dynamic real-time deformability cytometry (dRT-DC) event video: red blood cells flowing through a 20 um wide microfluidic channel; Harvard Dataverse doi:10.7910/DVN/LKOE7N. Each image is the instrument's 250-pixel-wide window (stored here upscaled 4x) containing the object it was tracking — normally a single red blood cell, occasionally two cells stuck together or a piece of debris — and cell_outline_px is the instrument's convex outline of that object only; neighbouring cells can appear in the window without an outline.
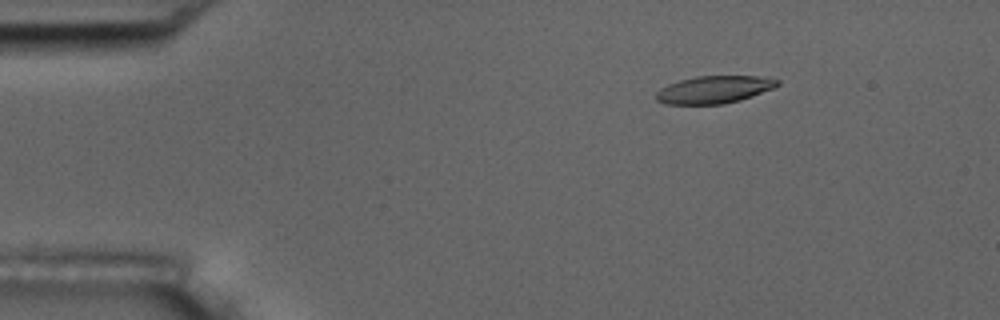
{"species": "common noctule bat (a hibernating species)", "species_latin": "Nyctalus noctula", "temperature_condition": "room temperature", "stored_images_in_passage": 4, "camera_frame_rate_fps": 3000, "um_per_image_px": 0.085, "animal": {"sex": "male", "body_mass_g": 17.5, "forearm_length_mm": 52.3}, "frame": {"image": 1, "passage_image": 1, "time_ms": 0.0, "image_size_px": [1000, 320], "cell_outline_px": [[780, 84], [776, 88], [740, 100], [724, 104], [664, 104], [656, 100], [656, 92], [660, 88], [668, 84], [680, 80], [696, 76], [756, 76], [780, 80]], "centroid_in_image_um": [60.71, 7.62], "position_along_channel_um": 24.3, "area_um2": 19.54}}
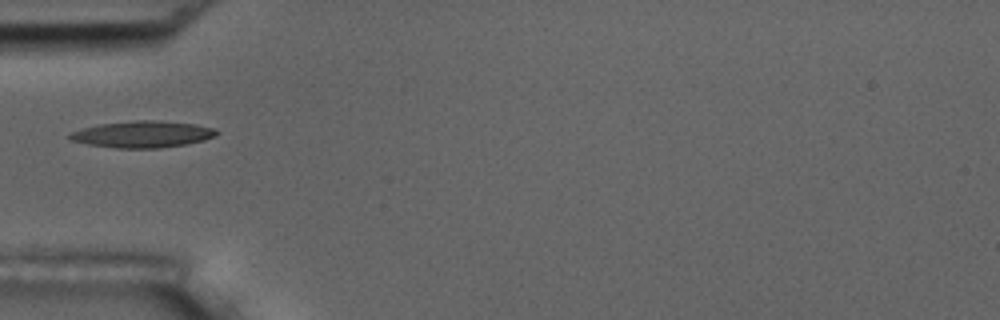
{"frame": {"image": 2, "passage_image": 4, "time_ms": 3.333, "image_size_px": [1000, 320], "cell_outline_px": [[220, 132], [216, 136], [204, 140], [184, 144], [160, 148], [116, 148], [88, 144], [72, 140], [68, 136], [72, 132], [80, 128], [100, 124], [136, 120], [160, 120], [196, 124], [216, 128]], "centroid_in_image_um": [12.16, 11.4], "position_along_channel_um": 72.8, "area_um2": 22.83}}